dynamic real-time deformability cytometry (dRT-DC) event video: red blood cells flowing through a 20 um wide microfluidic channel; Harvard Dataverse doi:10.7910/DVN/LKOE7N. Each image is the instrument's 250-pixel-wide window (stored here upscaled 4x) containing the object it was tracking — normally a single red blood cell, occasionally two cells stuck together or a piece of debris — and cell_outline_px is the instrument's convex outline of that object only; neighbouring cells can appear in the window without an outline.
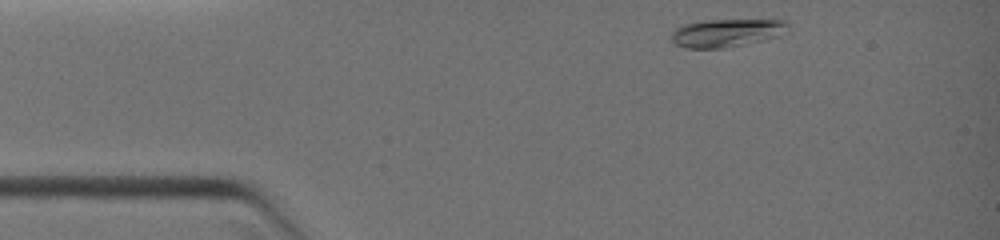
{"species": "common noctule bat (a hibernating species)", "species_latin": "Nyctalus noctula", "temperature_condition": "warm", "stored_images_in_passage": 11, "camera_frame_rate_fps": 3000, "um_per_image_px": 0.085, "animal": {"sex": "female", "body_mass_g": 19.0, "forearm_length_mm": 51.5}, "frame": {"image": 1, "passage_image": 3, "time_ms": 0.667, "image_size_px": [1000, 240], "cell_outline_px": [[788, 32], [780, 36], [764, 40], [724, 48], [684, 48], [676, 44], [672, 40], [672, 32], [676, 28], [684, 24], [704, 20], [784, 20], [788, 24]], "centroid_in_image_um": [61.79, 2.79], "position_along_channel_um": 23.2, "area_um2": 19.07}}
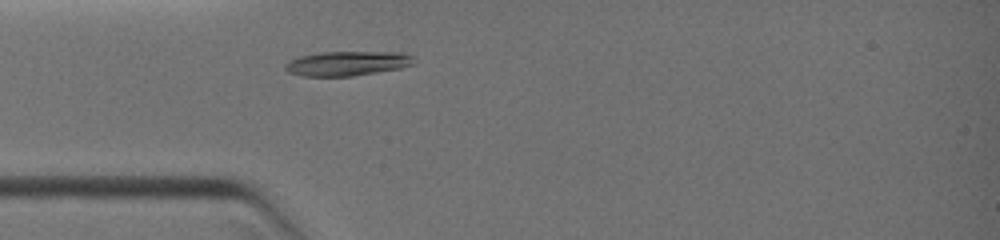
{"frame": {"image": 2, "passage_image": 8, "time_ms": 2.667, "image_size_px": [1000, 240], "cell_outline_px": [[412, 64], [400, 68], [352, 76], [304, 76], [288, 72], [284, 68], [284, 64], [288, 60], [300, 56], [320, 52], [400, 52], [412, 56]], "centroid_in_image_um": [29.44, 5.39], "position_along_channel_um": 55.6, "area_um2": 18.26}}
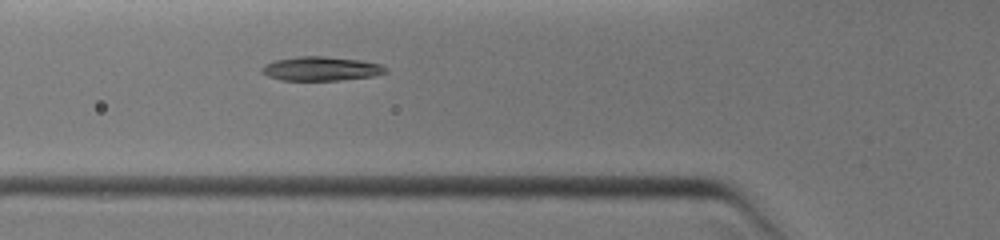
{"frame": {"image": 3, "passage_image": 11, "time_ms": 3.667, "image_size_px": [1000, 240], "cell_outline_px": [[388, 72], [376, 76], [340, 80], [280, 80], [268, 76], [260, 72], [260, 68], [264, 64], [276, 60], [296, 56], [324, 56], [364, 60], [380, 64], [388, 68]], "centroid_in_image_um": [27.31, 5.83], "position_along_channel_um": 98.5, "area_um2": 17.69}}